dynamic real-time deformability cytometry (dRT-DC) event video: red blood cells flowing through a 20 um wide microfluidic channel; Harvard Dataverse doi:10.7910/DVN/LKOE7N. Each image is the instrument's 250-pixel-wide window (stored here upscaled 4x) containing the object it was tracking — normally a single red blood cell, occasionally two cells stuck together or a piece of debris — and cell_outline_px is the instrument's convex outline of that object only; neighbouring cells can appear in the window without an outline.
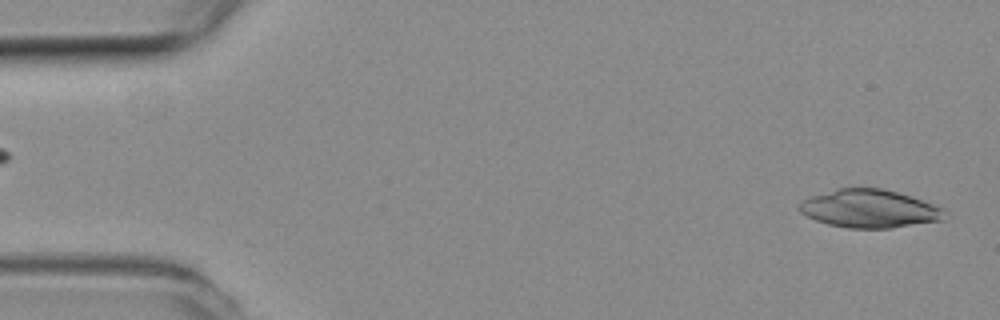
{"species": "common noctule bat (a hibernating species)", "species_latin": "Nyctalus noctula", "temperature_condition": "room temperature", "stored_images_in_passage": 53, "camera_frame_rate_fps": 3000, "um_per_image_px": 0.085, "animal": {"sex": "female", "body_mass_g": 19.3, "forearm_length_mm": 54.1}, "frame": {"image": 1, "passage_image": 2, "time_ms": 0.333, "image_size_px": [1000, 320], "cell_outline_px": [[940, 220], [892, 228], [848, 228], [828, 224], [816, 220], [800, 212], [800, 204], [804, 200], [812, 196], [836, 188], [880, 188], [896, 192], [932, 204], [940, 208]], "centroid_in_image_um": [73.81, 17.74], "position_along_channel_um": 11.2, "area_um2": 31.33}}